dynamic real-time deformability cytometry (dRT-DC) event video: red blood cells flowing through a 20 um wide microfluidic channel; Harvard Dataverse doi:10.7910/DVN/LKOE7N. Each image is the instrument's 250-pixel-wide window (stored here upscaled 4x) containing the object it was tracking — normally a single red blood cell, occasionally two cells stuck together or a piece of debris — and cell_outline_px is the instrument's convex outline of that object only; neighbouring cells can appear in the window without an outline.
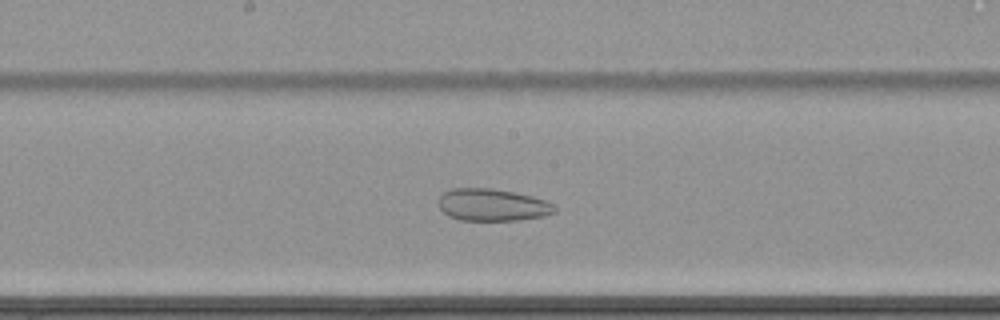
{"species": "common noctule bat (a hibernating species)", "species_latin": "Nyctalus noctula", "temperature_condition": "cold", "stored_images_in_passage": 65, "camera_frame_rate_fps": 3000, "um_per_image_px": 0.085, "animal": {"sex": "female", "body_mass_g": 22.7, "forearm_length_mm": 54.2}, "frame": {"image": 1, "passage_image": 38, "time_ms": 12.333, "image_size_px": [1000, 320], "cell_outline_px": [[556, 212], [544, 216], [520, 220], [460, 220], [448, 216], [440, 208], [440, 196], [444, 192], [452, 188], [492, 188], [532, 196], [544, 200], [552, 204], [556, 208]], "centroid_in_image_um": [41.86, 17.42], "position_along_channel_um": 206.3, "area_um2": 21.68}}
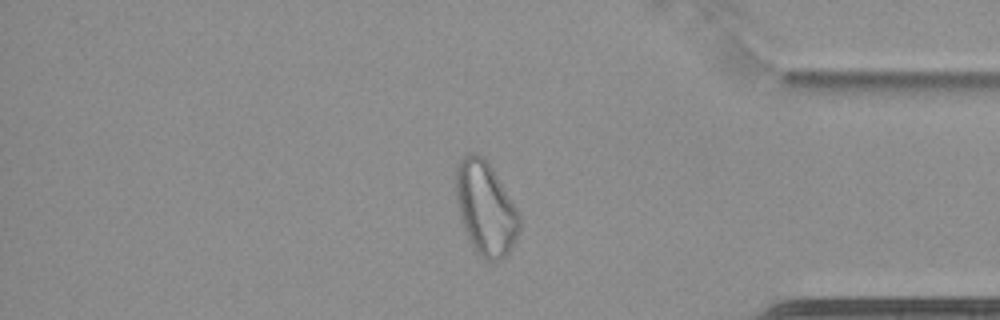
{"frame": {"image": 2, "passage_image": 56, "time_ms": 18.333, "image_size_px": [1000, 320], "cell_outline_px": [[520, 228], [516, 240], [512, 248], [500, 260], [484, 260], [476, 252], [464, 232], [456, 200], [456, 168], [460, 160], [468, 152], [476, 152], [492, 168], [516, 208], [520, 216]], "centroid_in_image_um": [41.26, 17.73], "position_along_channel_um": 393.9, "area_um2": 34.39}}